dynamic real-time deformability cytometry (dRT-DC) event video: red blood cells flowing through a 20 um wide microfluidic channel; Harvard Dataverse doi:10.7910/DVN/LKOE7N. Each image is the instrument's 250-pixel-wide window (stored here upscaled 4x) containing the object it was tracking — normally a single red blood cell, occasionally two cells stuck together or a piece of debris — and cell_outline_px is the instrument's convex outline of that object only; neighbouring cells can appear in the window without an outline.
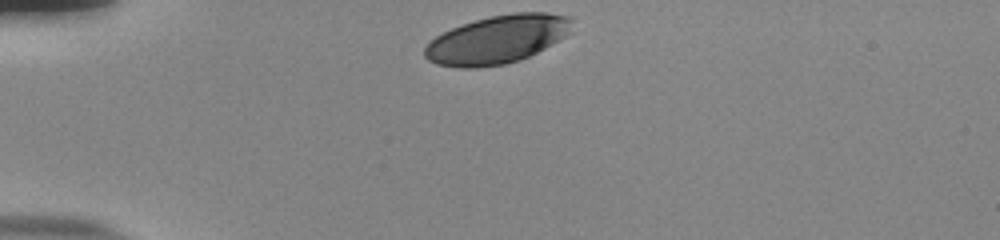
{"species": "human", "species_latin": "Homo sapiens", "temperature_condition": "room temperature", "stored_images_in_passage": 33, "camera_frame_rate_fps": 3000, "um_per_image_px": 0.085, "donor": {"sex": "male"}, "frame": {"image": 1, "passage_image": 1, "time_ms": 0.0, "image_size_px": [1000, 240], "cell_outline_px": [[572, 32], [544, 48], [520, 60], [504, 64], [476, 68], [456, 68], [436, 64], [428, 60], [424, 56], [424, 48], [436, 36], [452, 28], [476, 20], [492, 16], [512, 12], [544, 12], [572, 16]], "centroid_in_image_um": [42.29, 3.35], "position_along_channel_um": 42.7, "area_um2": 41.38}}
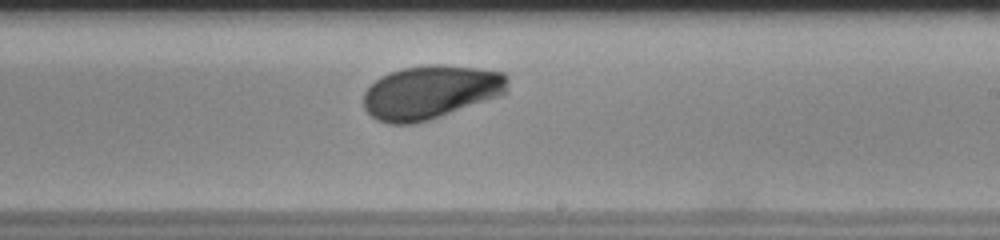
{"frame": {"image": 2, "passage_image": 21, "time_ms": 6.667, "image_size_px": [1000, 240], "cell_outline_px": [[508, 92], [504, 96], [428, 120], [412, 124], [388, 124], [376, 120], [364, 108], [364, 92], [376, 80], [392, 72], [404, 68], [428, 64], [444, 64], [476, 68], [504, 72], [508, 76]], "centroid_in_image_um": [36.67, 7.84], "position_along_channel_um": 252.3, "area_um2": 45.37}}
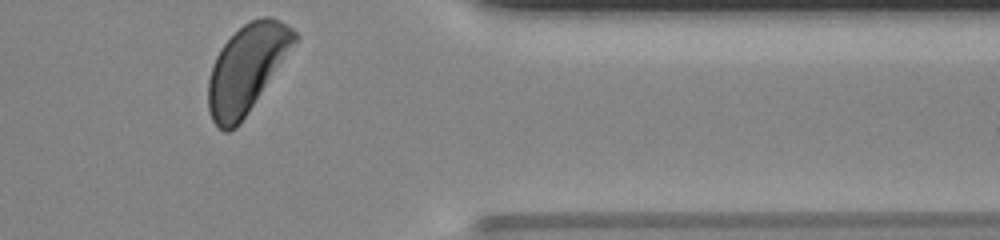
{"frame": {"image": 3, "passage_image": 33, "time_ms": 10.667, "image_size_px": [1000, 240], "cell_outline_px": [[300, 36], [240, 124], [236, 128], [228, 132], [224, 132], [212, 120], [208, 108], [208, 80], [212, 64], [220, 48], [244, 24], [252, 20], [264, 16], [268, 16], [280, 20], [292, 28]], "centroid_in_image_um": [20.96, 5.84], "position_along_channel_um": 390.4, "area_um2": 43.52}, "authors_computed_cell_mechanics": {"area_um2": 43.5812, "velocity_mm_per_s": 3.7488, "shape_relaxation_time_tau1_ms": 3.124, "shape_relaxation_time_tau2_ms": null, "deformation_change_tau1": 0.123, "deformation_change_tau2": null}}